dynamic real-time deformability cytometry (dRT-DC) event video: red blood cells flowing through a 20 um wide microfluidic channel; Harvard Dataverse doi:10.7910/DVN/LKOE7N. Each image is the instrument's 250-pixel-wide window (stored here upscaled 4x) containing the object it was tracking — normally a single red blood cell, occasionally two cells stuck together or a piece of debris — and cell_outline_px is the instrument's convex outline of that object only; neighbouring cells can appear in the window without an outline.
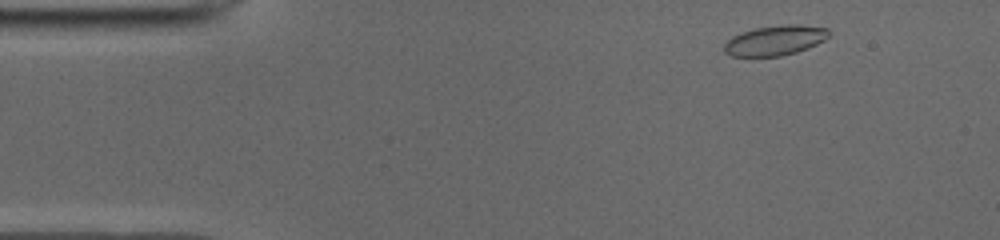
{"species": "common noctule bat (a hibernating species)", "species_latin": "Nyctalus noctula", "temperature_condition": "cold", "stored_images_in_passage": 47, "camera_frame_rate_fps": 3000, "um_per_image_px": 0.085, "animal": {"sex": "male", "body_mass_g": 19.0, "forearm_length_mm": 50.8}, "frame": {"image": 1, "passage_image": 2, "time_ms": 0.333, "image_size_px": [1000, 240], "cell_outline_px": [[828, 36], [824, 40], [808, 48], [796, 52], [780, 56], [732, 56], [724, 52], [724, 44], [732, 36], [740, 32], [756, 28], [784, 24], [800, 24], [828, 28]], "centroid_in_image_um": [65.87, 3.43], "position_along_channel_um": 19.1, "area_um2": 18.26}}
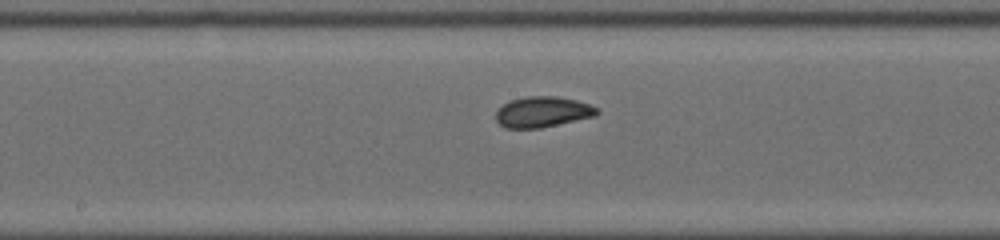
{"frame": {"image": 2, "passage_image": 22, "time_ms": 7.0, "image_size_px": [1000, 240], "cell_outline_px": [[600, 112], [596, 116], [540, 128], [504, 128], [496, 120], [496, 112], [504, 104], [512, 100], [524, 96], [556, 96], [576, 100], [588, 104], [596, 108]], "centroid_in_image_um": [46.12, 9.51], "position_along_channel_um": 202.1, "area_um2": 17.98}}
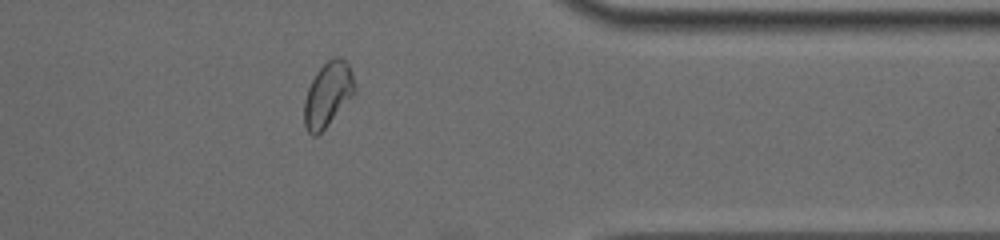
{"frame": {"image": 3, "passage_image": 37, "time_ms": 12.0, "image_size_px": [1000, 240], "cell_outline_px": [[356, 92], [328, 124], [316, 136], [312, 136], [308, 132], [304, 124], [304, 100], [308, 88], [316, 72], [332, 56], [340, 56], [348, 64], [356, 88]], "centroid_in_image_um": [27.86, 8.01], "position_along_channel_um": 383.5, "area_um2": 18.79}, "authors_computed_cell_mechanics": {"area_um2": 18.3226, "velocity_mm_per_s": 3.9332, "shape_relaxation_time_tau1_ms": null, "shape_relaxation_time_tau2_ms": 1.3635, "deformation_change_tau1": null, "deformation_change_tau2": 0.052}}